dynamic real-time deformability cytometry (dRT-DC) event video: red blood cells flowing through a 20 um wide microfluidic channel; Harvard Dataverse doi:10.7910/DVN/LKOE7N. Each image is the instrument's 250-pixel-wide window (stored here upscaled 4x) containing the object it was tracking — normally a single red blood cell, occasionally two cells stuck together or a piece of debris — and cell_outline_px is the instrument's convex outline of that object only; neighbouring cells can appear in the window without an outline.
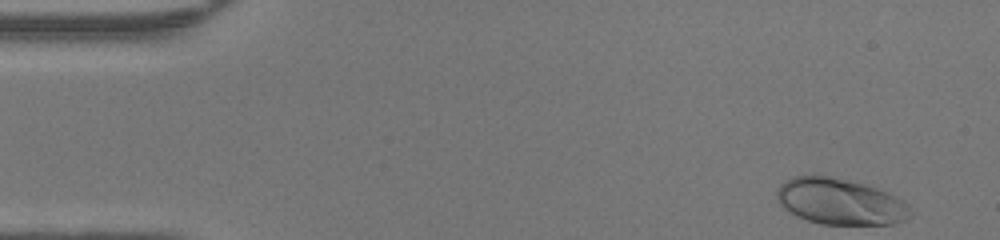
{"species": "human", "species_latin": "Homo sapiens", "temperature_condition": "warm", "stored_images_in_passage": 38, "camera_frame_rate_fps": 3000, "um_per_image_px": 0.085, "donor": {"sex": "female"}, "frame": {"image": 1, "passage_image": 1, "time_ms": 0.0, "image_size_px": [1000, 240], "cell_outline_px": [[912, 212], [904, 220], [892, 224], [820, 224], [796, 216], [788, 212], [780, 204], [776, 196], [776, 192], [780, 184], [792, 176], [812, 172], [848, 180], [864, 184], [888, 192], [904, 200], [908, 204]], "centroid_in_image_um": [71.36, 17.1], "position_along_channel_um": 13.6, "area_um2": 36.47}}
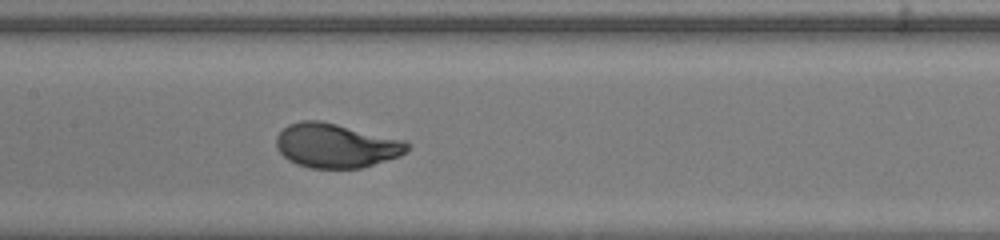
{"frame": {"image": 2, "passage_image": 21, "time_ms": 6.667, "image_size_px": [1000, 240], "cell_outline_px": [[412, 144], [400, 156], [360, 168], [312, 168], [296, 164], [288, 160], [276, 148], [276, 136], [288, 124], [300, 120], [320, 120], [404, 140]], "centroid_in_image_um": [28.54, 12.37], "position_along_channel_um": 178.9, "area_um2": 33.7}}
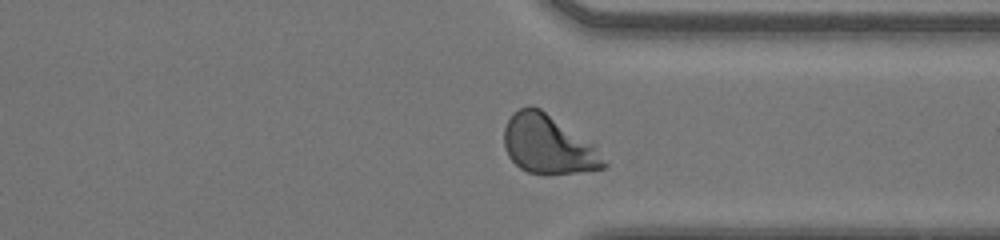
{"frame": {"image": 3, "passage_image": 34, "time_ms": 11.0, "image_size_px": [1000, 240], "cell_outline_px": [[608, 164], [604, 168], [580, 172], [548, 176], [544, 176], [528, 172], [520, 168], [508, 156], [504, 148], [504, 128], [512, 112], [528, 104], [540, 108], [596, 144]], "centroid_in_image_um": [46.61, 12.3], "position_along_channel_um": 364.8, "area_um2": 35.03}, "authors_computed_cell_mechanics": {"area_um2": 33.7552, "velocity_mm_per_s": 4.294, "shape_relaxation_time_tau1_ms": 2.4287, "shape_relaxation_time_tau2_ms": null, "deformation_change_tau1": 0.1812, "deformation_change_tau2": null}}